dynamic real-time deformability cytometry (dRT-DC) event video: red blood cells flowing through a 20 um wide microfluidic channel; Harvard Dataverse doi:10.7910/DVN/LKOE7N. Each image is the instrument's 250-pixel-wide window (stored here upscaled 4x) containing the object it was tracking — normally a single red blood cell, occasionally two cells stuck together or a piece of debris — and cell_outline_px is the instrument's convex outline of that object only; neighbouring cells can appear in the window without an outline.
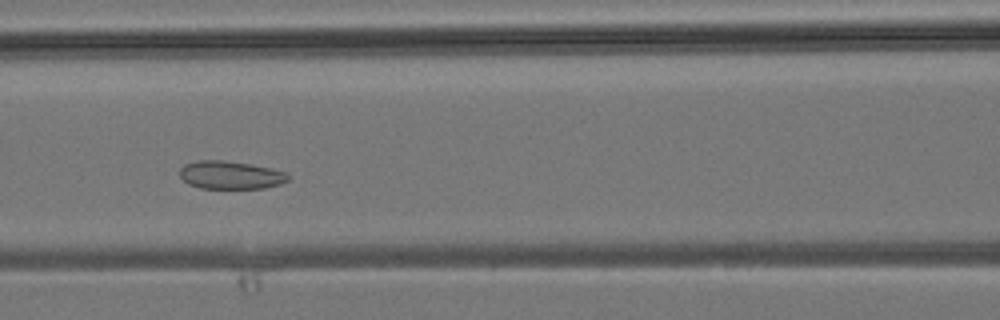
{"species": "common noctule bat (a hibernating species)", "species_latin": "Nyctalus noctula", "temperature_condition": "room temperature", "stored_images_in_passage": 37, "camera_frame_rate_fps": 3000, "um_per_image_px": 0.085, "animal": {"sex": "male", "body_mass_g": 19.2, "forearm_length_mm": 51.8}, "frame": {"image": 1, "passage_image": 13, "time_ms": 4.0, "image_size_px": [1000, 320], "cell_outline_px": [[288, 180], [280, 184], [264, 188], [200, 188], [188, 184], [180, 176], [180, 168], [184, 164], [196, 160], [220, 160], [248, 164], [272, 168], [288, 172]], "centroid_in_image_um": [19.59, 14.87], "position_along_channel_um": 147.0, "area_um2": 17.69}}
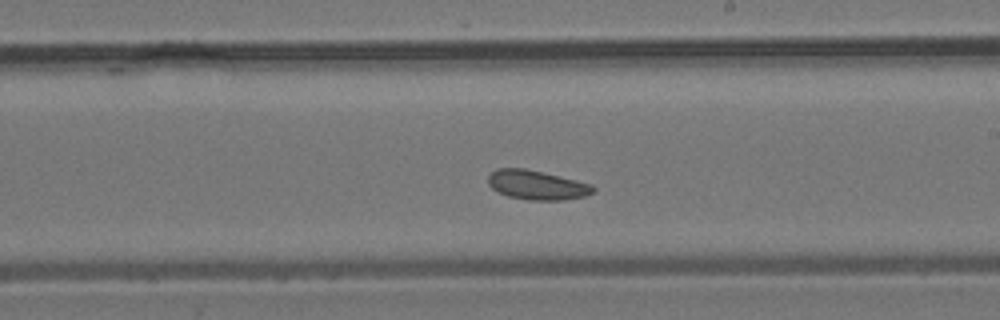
{"frame": {"image": 2, "passage_image": 19, "time_ms": 6.0, "image_size_px": [1000, 320], "cell_outline_px": [[596, 188], [592, 192], [584, 196], [564, 200], [528, 200], [508, 196], [492, 188], [488, 184], [488, 176], [496, 168], [524, 168], [576, 180], [592, 184]], "centroid_in_image_um": [45.62, 15.72], "position_along_channel_um": 243.4, "area_um2": 17.8}}
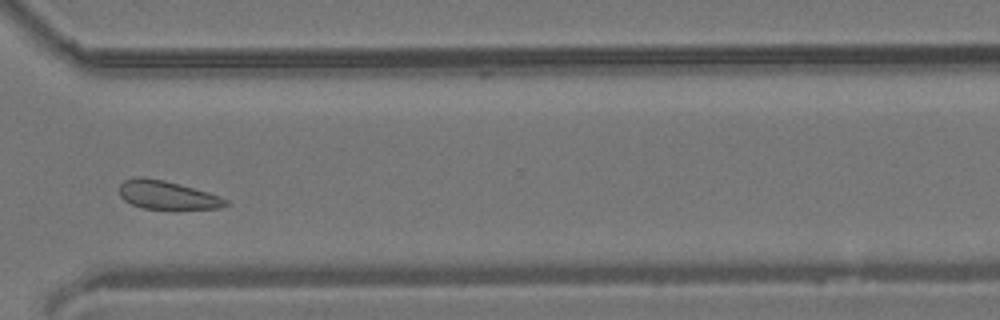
{"frame": {"image": 3, "passage_image": 26, "time_ms": 8.333, "image_size_px": [1000, 320], "cell_outline_px": [[232, 204], [220, 208], [144, 208], [132, 204], [124, 200], [120, 196], [120, 184], [124, 180], [136, 176], [144, 176], [164, 180], [180, 184], [208, 192], [220, 196], [228, 200]], "centroid_in_image_um": [14.22, 16.55], "position_along_channel_um": 356.4, "area_um2": 17.57}}